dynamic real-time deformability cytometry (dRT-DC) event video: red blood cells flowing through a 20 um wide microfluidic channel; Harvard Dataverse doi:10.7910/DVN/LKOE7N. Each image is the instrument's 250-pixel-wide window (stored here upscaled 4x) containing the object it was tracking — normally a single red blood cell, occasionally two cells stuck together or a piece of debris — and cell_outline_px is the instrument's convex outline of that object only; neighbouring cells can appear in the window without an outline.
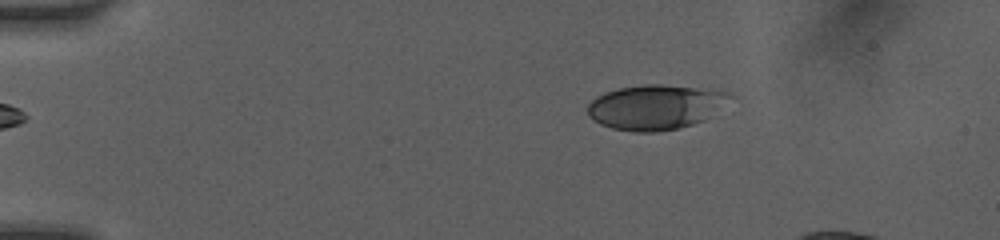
{"species": "human", "species_latin": "Homo sapiens", "temperature_condition": "room temperature", "stored_images_in_passage": 30, "camera_frame_rate_fps": 3000, "um_per_image_px": 0.085, "donor": {"sex": "female"}, "frame": {"image": 1, "passage_image": 1, "time_ms": 0.0, "image_size_px": [1000, 240], "cell_outline_px": [[736, 96], [704, 120], [680, 128], [656, 132], [636, 132], [612, 128], [600, 124], [588, 116], [588, 104], [596, 96], [604, 92], [620, 88], [644, 84], [660, 84], [728, 92]], "centroid_in_image_um": [55.7, 9.11], "position_along_channel_um": 29.3, "area_um2": 37.05}}
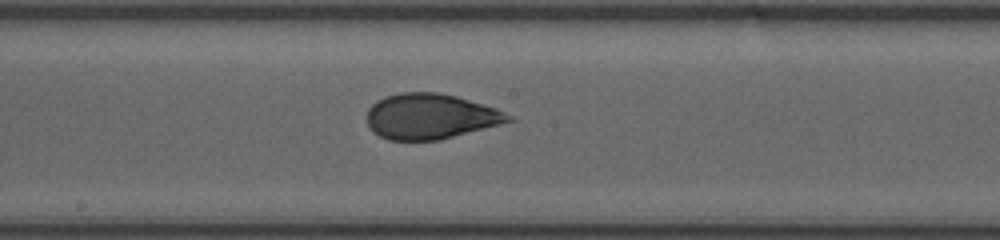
{"frame": {"image": 2, "passage_image": 17, "time_ms": 6.333, "image_size_px": [1000, 240], "cell_outline_px": [[516, 120], [440, 140], [388, 140], [372, 132], [368, 124], [368, 108], [376, 100], [384, 96], [400, 92], [440, 92], [456, 96], [496, 108], [512, 116]], "centroid_in_image_um": [36.57, 9.89], "position_along_channel_um": 211.6, "area_um2": 37.57}}
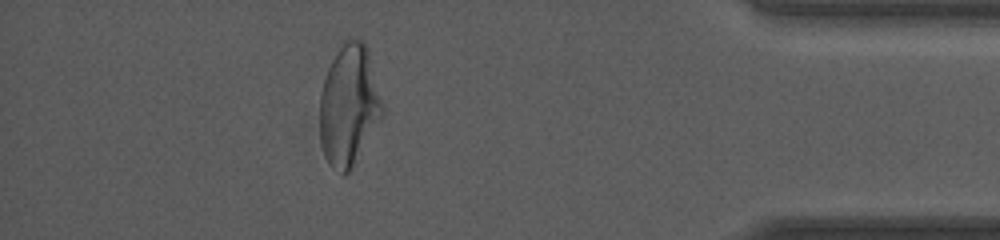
{"frame": {"image": 3, "passage_image": 29, "time_ms": 12.0, "image_size_px": [1000, 240], "cell_outline_px": [[384, 112], [348, 172], [344, 176], [328, 164], [324, 156], [320, 144], [320, 92], [328, 68], [340, 40], [364, 40], [368, 48], [384, 108]], "centroid_in_image_um": [29.63, 8.9], "position_along_channel_um": 405.6, "area_um2": 44.04}}